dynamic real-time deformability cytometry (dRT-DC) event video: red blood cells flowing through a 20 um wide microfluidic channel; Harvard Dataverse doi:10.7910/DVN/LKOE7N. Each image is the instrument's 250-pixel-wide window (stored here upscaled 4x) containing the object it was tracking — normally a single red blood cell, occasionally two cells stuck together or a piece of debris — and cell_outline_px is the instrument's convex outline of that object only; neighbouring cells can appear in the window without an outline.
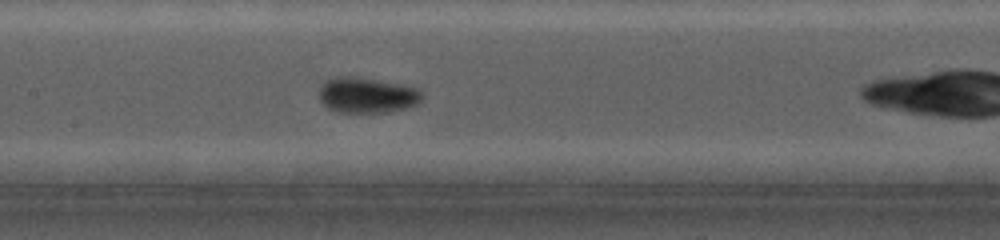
{"species": "common noctule bat (a hibernating species)", "species_latin": "Nyctalus noctula", "temperature_condition": "cold", "stored_images_in_passage": 51, "camera_frame_rate_fps": 5000, "um_per_image_px": 0.085, "animal": {"sex": "female", "body_mass_g": 19.0, "forearm_length_mm": 56.7}, "frame": {"image": 1, "passage_image": 21, "time_ms": 4.0, "image_size_px": [1000, 240], "cell_outline_px": [[424, 96], [416, 104], [404, 108], [388, 112], [336, 112], [328, 108], [320, 100], [320, 84], [324, 80], [336, 76], [352, 76], [400, 84], [420, 88], [424, 92]], "centroid_in_image_um": [31.19, 8.08], "position_along_channel_um": 176.2, "area_um2": 21.44}}
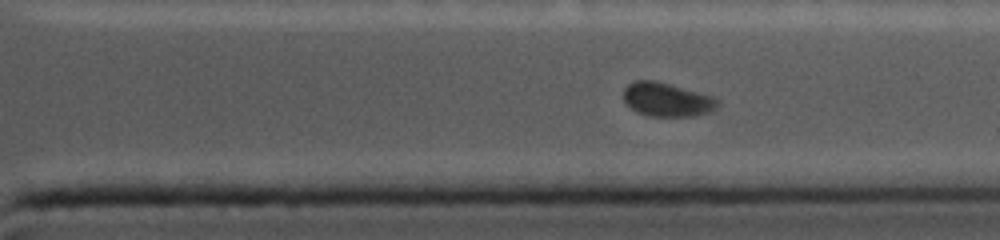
{"frame": {"image": 2, "passage_image": 44, "time_ms": 8.8, "image_size_px": [1000, 240], "cell_outline_px": [[720, 104], [716, 108], [708, 112], [692, 116], [648, 116], [636, 112], [624, 100], [624, 88], [628, 84], [636, 80], [656, 80], [716, 96], [720, 100]], "centroid_in_image_um": [56.73, 8.45], "position_along_channel_um": 354.7, "area_um2": 18.79}}
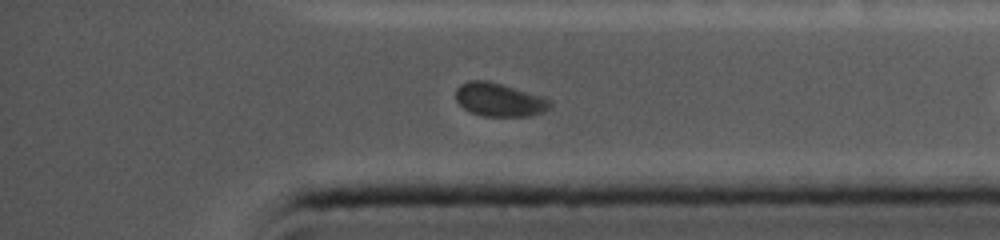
{"frame": {"image": 3, "passage_image": 48, "time_ms": 9.8, "image_size_px": [1000, 240], "cell_outline_px": [[552, 104], [544, 112], [528, 116], [484, 116], [472, 112], [464, 108], [456, 100], [456, 88], [460, 84], [468, 80], [484, 80], [500, 84], [544, 96], [552, 100]], "centroid_in_image_um": [42.46, 8.47], "position_along_channel_um": 392.7, "area_um2": 18.32}}